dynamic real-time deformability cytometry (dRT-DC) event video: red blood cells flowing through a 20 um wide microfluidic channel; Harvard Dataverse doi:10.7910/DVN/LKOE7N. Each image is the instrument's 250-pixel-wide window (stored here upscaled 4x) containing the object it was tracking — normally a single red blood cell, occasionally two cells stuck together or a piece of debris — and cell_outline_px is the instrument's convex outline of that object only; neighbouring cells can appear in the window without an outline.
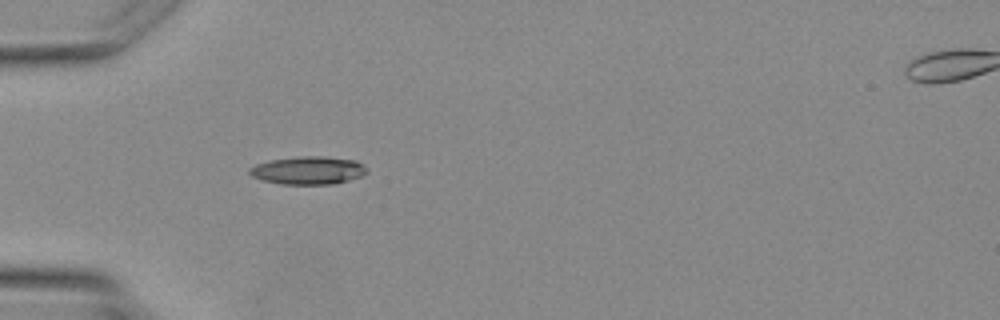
{"species": "Egyptian fruit bat (a non-hibernating species)", "species_latin": "Rousettus aegyptiacus", "temperature_condition": "warm", "stored_images_in_passage": 5, "camera_frame_rate_fps": 3000, "um_per_image_px": 0.085, "animal": {"sex": "female"}, "frame": {"image": 1, "passage_image": 4, "time_ms": 4.333, "image_size_px": [1000, 320], "cell_outline_px": [[368, 172], [360, 176], [348, 180], [332, 184], [280, 184], [264, 180], [252, 176], [248, 172], [248, 168], [256, 164], [272, 160], [296, 156], [324, 156], [356, 160]], "centroid_in_image_um": [26.16, 14.47], "position_along_channel_um": 58.8, "area_um2": 18.96}}